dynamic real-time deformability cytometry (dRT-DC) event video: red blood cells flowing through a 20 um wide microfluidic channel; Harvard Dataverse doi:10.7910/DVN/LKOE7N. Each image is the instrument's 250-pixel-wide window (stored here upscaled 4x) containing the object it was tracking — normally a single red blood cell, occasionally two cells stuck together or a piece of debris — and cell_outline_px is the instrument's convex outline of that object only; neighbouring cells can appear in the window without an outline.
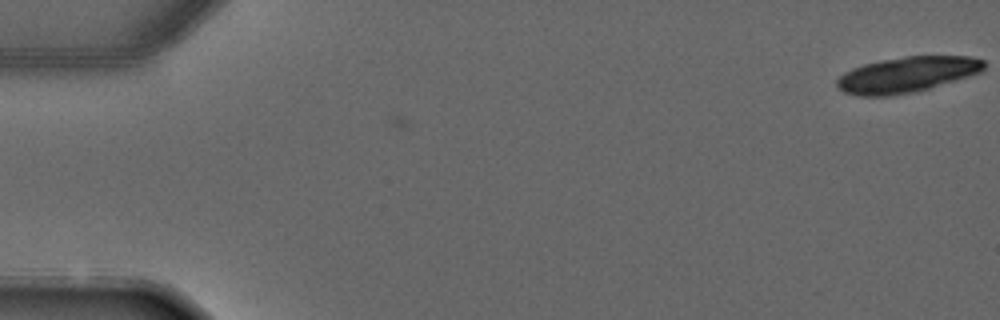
{"species": "common noctule bat (a hibernating species)", "species_latin": "Nyctalus noctula", "temperature_condition": "warm", "stored_images_in_passage": 2, "camera_frame_rate_fps": 3000, "um_per_image_px": 0.085, "animal": {"sex": "male", "forearm_length_mm": 52.5}, "frame": {"image": 1, "passage_image": 2, "time_ms": 1.0, "image_size_px": [1000, 320], "cell_outline_px": [[984, 68], [980, 72], [968, 76], [916, 92], [888, 96], [856, 96], [844, 92], [836, 84], [836, 80], [844, 72], [852, 68], [864, 64], [880, 60], [904, 56], [968, 56], [984, 60]], "centroid_in_image_um": [77.05, 6.34], "position_along_channel_um": 7.9, "area_um2": 30.46}}